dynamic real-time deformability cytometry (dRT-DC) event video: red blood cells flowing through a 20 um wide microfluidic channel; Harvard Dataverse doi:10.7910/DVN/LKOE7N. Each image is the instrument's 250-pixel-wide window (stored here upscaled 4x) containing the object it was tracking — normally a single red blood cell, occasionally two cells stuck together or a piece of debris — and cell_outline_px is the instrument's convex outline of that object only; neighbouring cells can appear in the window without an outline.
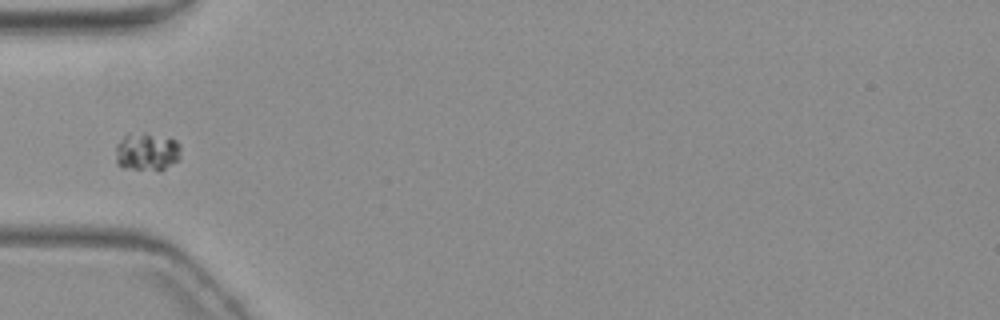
{"species": "common noctule bat (a hibernating species)", "species_latin": "Nyctalus noctula", "temperature_condition": "warm", "stored_images_in_passage": 11, "camera_frame_rate_fps": 3000, "um_per_image_px": 0.085, "animal": {"sex": "female", "body_mass_g": 19.3, "forearm_length_mm": 54.1}, "frame": {"image": 1, "passage_image": 5, "time_ms": 5.667, "image_size_px": [1000, 320], "cell_outline_px": [[180, 160], [160, 172], [156, 172], [124, 168], [116, 164], [116, 144], [124, 136], [148, 136], [176, 140], [180, 144]], "centroid_in_image_um": [12.51, 13.02], "position_along_channel_um": 72.5, "area_um2": 14.16}}
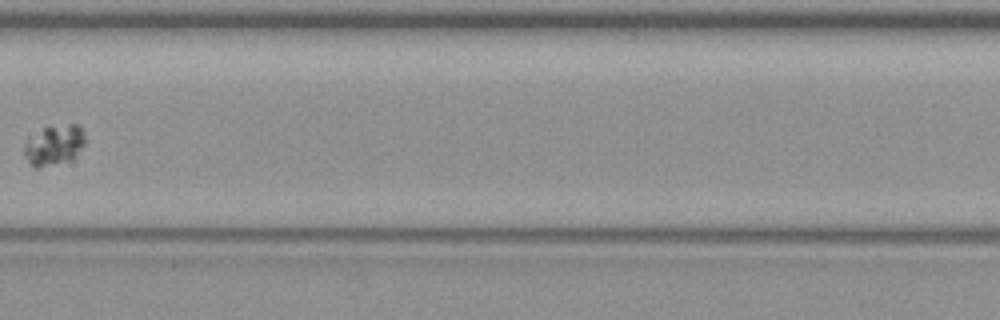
{"frame": {"image": 2, "passage_image": 8, "time_ms": 9.333, "image_size_px": [1000, 320], "cell_outline_px": [[88, 140], [72, 160], [36, 168], [32, 168], [24, 152], [24, 144], [28, 140], [44, 128], [68, 124], [76, 124], [84, 132]], "centroid_in_image_um": [4.65, 12.35], "position_along_channel_um": 202.7, "area_um2": 14.16}}
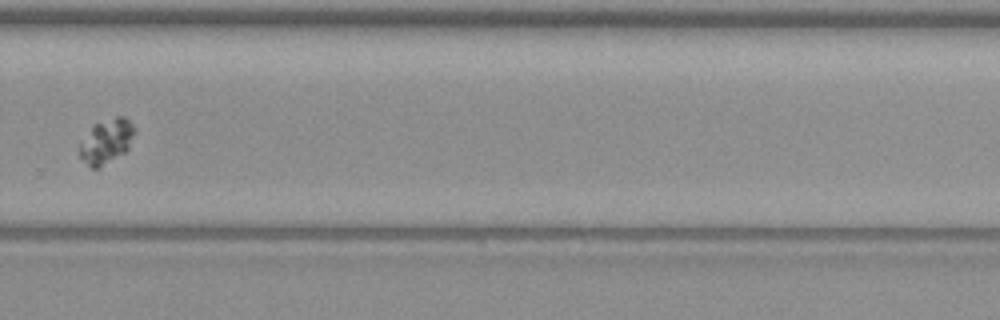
{"frame": {"image": 3, "passage_image": 11, "time_ms": 12.667, "image_size_px": [1000, 320], "cell_outline_px": [[136, 132], [128, 148], [124, 152], [96, 168], [92, 168], [80, 156], [76, 148], [76, 144], [92, 124], [116, 116], [124, 116], [136, 128]], "centroid_in_image_um": [8.99, 11.95], "position_along_channel_um": 320.8, "area_um2": 14.51}}